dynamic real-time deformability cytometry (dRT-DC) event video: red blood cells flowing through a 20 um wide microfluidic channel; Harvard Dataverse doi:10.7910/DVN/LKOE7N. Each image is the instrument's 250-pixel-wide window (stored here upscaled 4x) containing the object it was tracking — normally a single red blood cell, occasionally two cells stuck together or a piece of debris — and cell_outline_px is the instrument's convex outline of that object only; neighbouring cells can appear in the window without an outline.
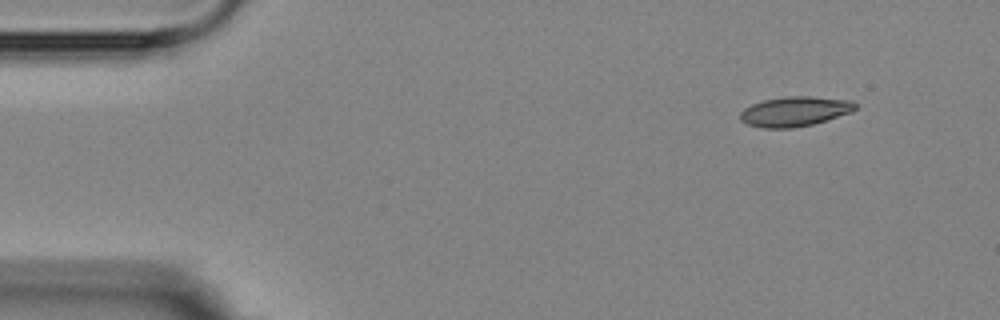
{"species": "Egyptian fruit bat (a non-hibernating species)", "species_latin": "Rousettus aegyptiacus", "temperature_condition": "room temperature", "stored_images_in_passage": 5, "camera_frame_rate_fps": 3000, "um_per_image_px": 0.085, "animal": {"sex": "female"}, "frame": {"image": 1, "passage_image": 1, "time_ms": 0.0, "image_size_px": [1000, 320], "cell_outline_px": [[856, 108], [852, 112], [812, 124], [792, 128], [764, 128], [748, 124], [740, 120], [740, 112], [744, 108], [752, 104], [764, 100], [788, 96], [808, 96], [852, 100], [856, 104]], "centroid_in_image_um": [67.55, 9.47], "position_along_channel_um": 17.4, "area_um2": 19.88}}